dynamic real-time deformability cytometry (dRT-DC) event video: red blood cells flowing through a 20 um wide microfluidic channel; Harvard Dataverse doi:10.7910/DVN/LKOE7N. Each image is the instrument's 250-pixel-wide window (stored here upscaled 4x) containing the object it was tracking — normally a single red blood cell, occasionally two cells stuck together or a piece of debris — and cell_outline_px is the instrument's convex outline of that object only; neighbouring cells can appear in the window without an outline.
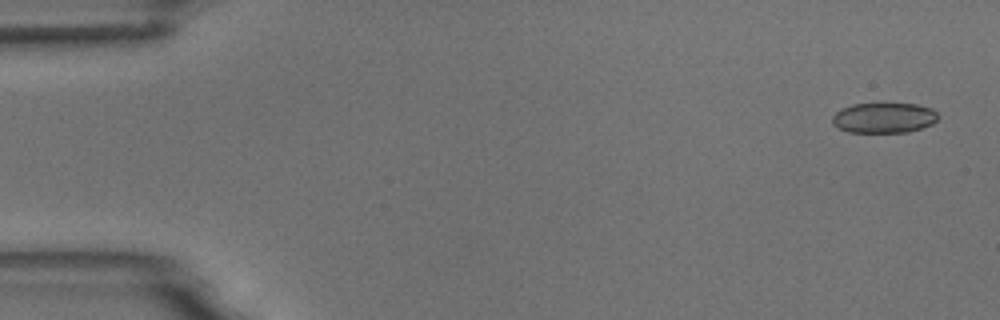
{"species": "common noctule bat (a hibernating species)", "species_latin": "Nyctalus noctula", "temperature_condition": "room temperature", "stored_images_in_passage": 7, "camera_frame_rate_fps": 3000, "um_per_image_px": 0.085, "animal": {"sex": "male", "body_mass_g": 18.8}, "frame": {"image": 1, "passage_image": 1, "time_ms": 0.0, "image_size_px": [1000, 320], "cell_outline_px": [[940, 116], [932, 124], [908, 132], [848, 132], [832, 124], [832, 116], [840, 108], [852, 104], [916, 104], [932, 108]], "centroid_in_image_um": [75.12, 10.01], "position_along_channel_um": 9.9, "area_um2": 18.67}}
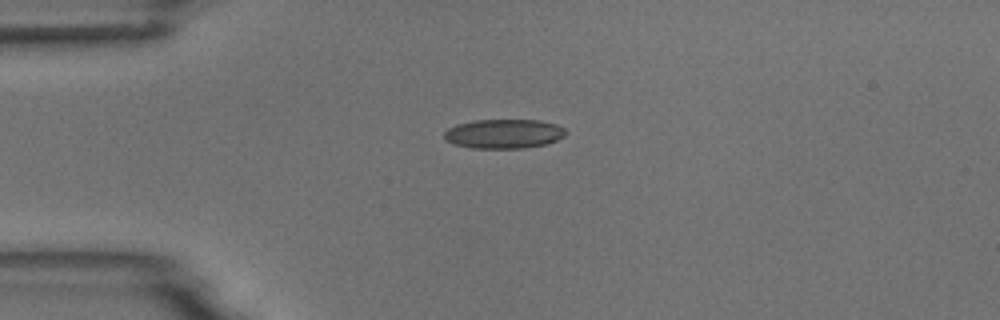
{"frame": {"image": 2, "passage_image": 4, "time_ms": 3.667, "image_size_px": [1000, 320], "cell_outline_px": [[568, 132], [564, 136], [548, 144], [524, 148], [472, 148], [452, 144], [444, 140], [444, 132], [448, 128], [456, 124], [476, 120], [540, 120], [556, 124], [564, 128]], "centroid_in_image_um": [42.82, 11.37], "position_along_channel_um": 42.2, "area_um2": 20.98}}